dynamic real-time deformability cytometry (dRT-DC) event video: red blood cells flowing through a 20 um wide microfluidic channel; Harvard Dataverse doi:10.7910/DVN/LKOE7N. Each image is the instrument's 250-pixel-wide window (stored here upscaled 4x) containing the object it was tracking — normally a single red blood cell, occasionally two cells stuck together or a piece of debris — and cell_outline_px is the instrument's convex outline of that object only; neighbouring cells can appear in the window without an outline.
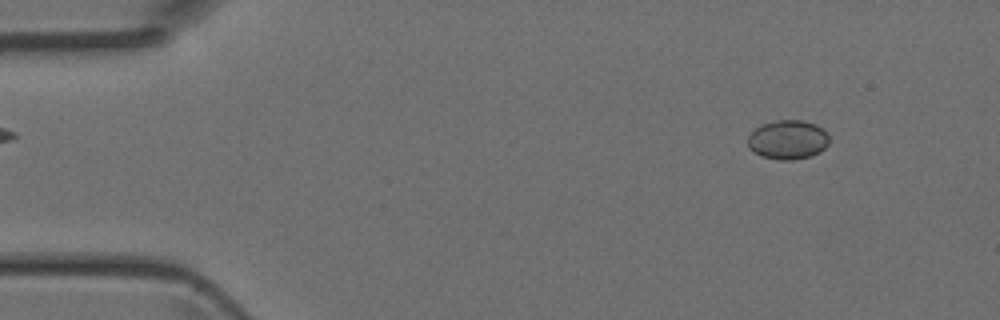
{"species": "Egyptian fruit bat (a non-hibernating species)", "species_latin": "Rousettus aegyptiacus", "temperature_condition": "room temperature", "stored_images_in_passage": 4, "camera_frame_rate_fps": 3000, "um_per_image_px": 0.085, "animal": {"sex": "female"}, "frame": {"image": 1, "passage_image": 1, "time_ms": 0.0, "image_size_px": [1000, 320], "cell_outline_px": [[828, 144], [820, 152], [812, 156], [792, 160], [780, 160], [760, 156], [748, 148], [748, 136], [760, 124], [776, 120], [804, 120], [816, 124], [828, 136]], "centroid_in_image_um": [66.94, 11.88], "position_along_channel_um": 18.1, "area_um2": 18.67}}